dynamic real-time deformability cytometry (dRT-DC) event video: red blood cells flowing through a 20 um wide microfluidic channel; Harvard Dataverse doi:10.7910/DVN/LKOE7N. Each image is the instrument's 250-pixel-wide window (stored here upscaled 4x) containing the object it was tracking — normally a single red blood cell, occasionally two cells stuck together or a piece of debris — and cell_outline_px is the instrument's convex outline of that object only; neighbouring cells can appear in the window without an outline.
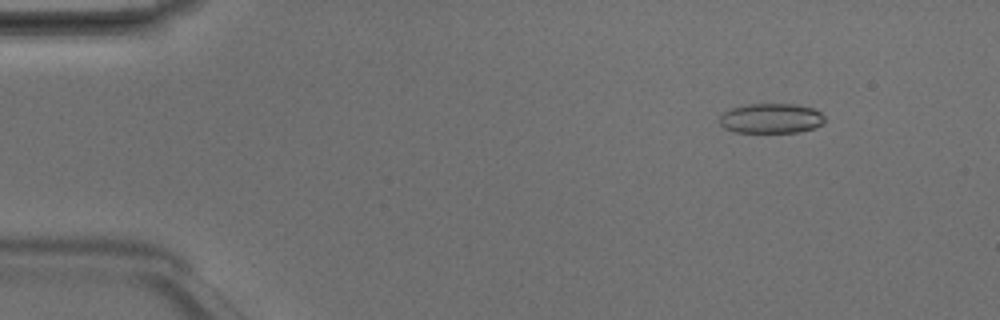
{"species": "Egyptian fruit bat (a non-hibernating species)", "species_latin": "Rousettus aegyptiacus", "temperature_condition": "room temperature", "stored_images_in_passage": 5, "camera_frame_rate_fps": 3000, "um_per_image_px": 0.085, "animal": {"sex": "male"}, "frame": {"image": 1, "passage_image": 2, "time_ms": 0.333, "image_size_px": [1000, 320], "cell_outline_px": [[824, 120], [816, 128], [800, 132], [736, 132], [724, 128], [720, 124], [720, 116], [728, 108], [744, 104], [796, 104], [812, 108], [820, 112], [824, 116]], "centroid_in_image_um": [65.52, 10.05], "position_along_channel_um": 19.5, "area_um2": 18.44}}
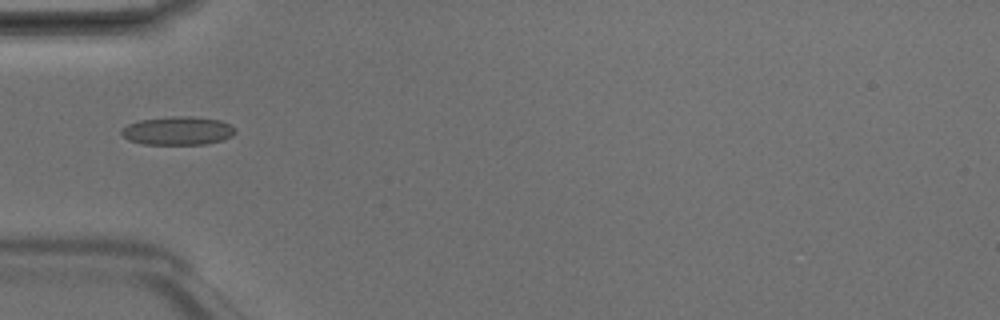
{"frame": {"image": 2, "passage_image": 4, "time_ms": 1.0, "image_size_px": [1000, 320], "cell_outline_px": [[236, 132], [232, 136], [224, 140], [204, 144], [144, 144], [128, 140], [120, 132], [128, 124], [140, 120], [172, 116], [192, 116], [220, 120], [236, 128]], "centroid_in_image_um": [15.15, 11.11], "position_along_channel_um": 69.9, "area_um2": 18.84}}